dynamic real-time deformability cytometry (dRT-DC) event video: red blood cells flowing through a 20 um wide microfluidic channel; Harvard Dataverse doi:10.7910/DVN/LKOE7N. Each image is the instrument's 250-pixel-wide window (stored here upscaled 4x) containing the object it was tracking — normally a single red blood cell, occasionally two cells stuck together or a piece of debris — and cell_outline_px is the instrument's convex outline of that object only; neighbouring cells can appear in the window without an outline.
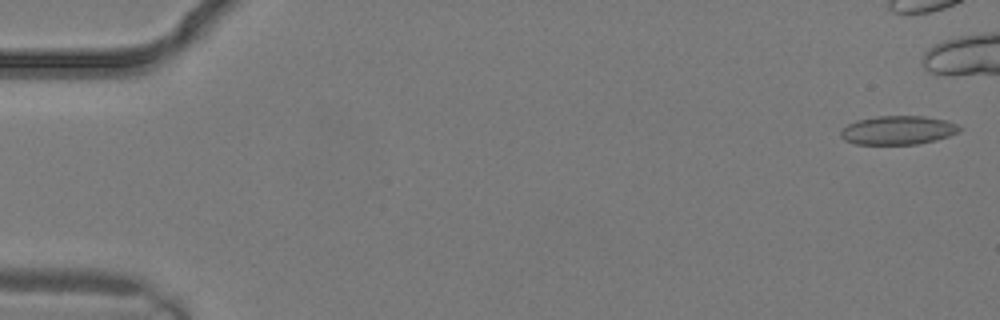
{"species": "common noctule bat (a hibernating species)", "species_latin": "Nyctalus noctula", "temperature_condition": "warm", "stored_images_in_passage": 4, "camera_frame_rate_fps": 3000, "um_per_image_px": 0.085, "animal": {"sex": "male", "body_mass_g": 19.2, "forearm_length_mm": 51.8}, "frame": {"image": 1, "passage_image": 1, "time_ms": 0.0, "image_size_px": [1000, 320], "cell_outline_px": [[960, 132], [948, 136], [916, 144], [856, 144], [844, 140], [840, 136], [840, 132], [848, 124], [856, 120], [876, 116], [924, 116], [948, 120], [956, 124], [960, 128]], "centroid_in_image_um": [76.31, 11.06], "position_along_channel_um": 8.7, "area_um2": 19.83}}